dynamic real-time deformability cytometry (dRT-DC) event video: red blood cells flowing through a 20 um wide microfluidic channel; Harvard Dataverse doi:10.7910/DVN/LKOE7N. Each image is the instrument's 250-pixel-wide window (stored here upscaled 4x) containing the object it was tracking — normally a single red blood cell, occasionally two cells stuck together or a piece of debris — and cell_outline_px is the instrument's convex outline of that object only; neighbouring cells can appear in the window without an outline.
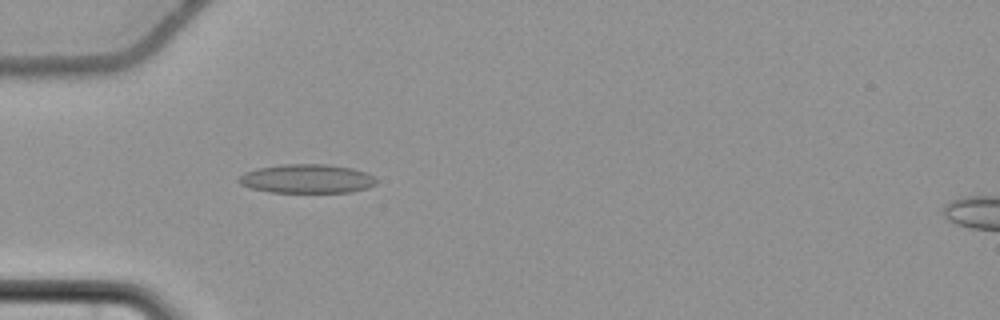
{"species": "common noctule bat (a hibernating species)", "species_latin": "Nyctalus noctula", "temperature_condition": "cold", "stored_images_in_passage": 43, "camera_frame_rate_fps": 3000, "um_per_image_px": 0.085, "animal": {"sex": "female", "body_mass_g": 22.7, "forearm_length_mm": 54.2}, "frame": {"image": 1, "passage_image": 5, "time_ms": 1.333, "image_size_px": [1000, 320], "cell_outline_px": [[376, 184], [368, 188], [352, 192], [268, 192], [252, 188], [240, 184], [236, 180], [244, 172], [260, 168], [280, 164], [324, 164], [352, 168], [364, 172], [372, 176], [376, 180]], "centroid_in_image_um": [26.07, 15.19], "position_along_channel_um": 58.9, "area_um2": 23.12}}
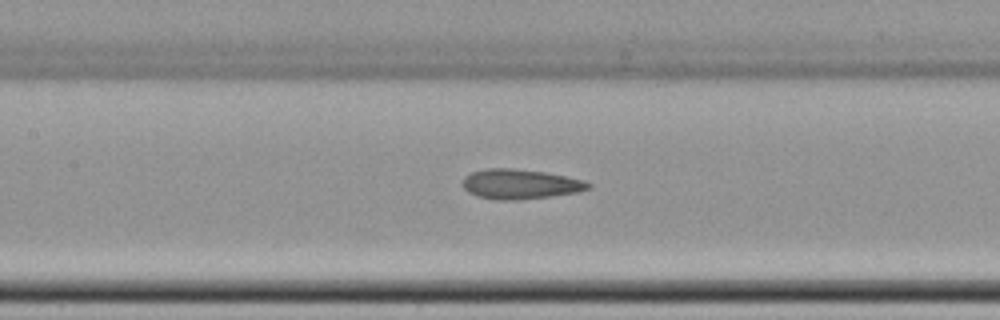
{"frame": {"image": 2, "passage_image": 14, "time_ms": 4.333, "image_size_px": [1000, 320], "cell_outline_px": [[592, 188], [580, 192], [552, 196], [516, 200], [496, 200], [476, 196], [468, 192], [460, 184], [464, 176], [472, 172], [488, 168], [512, 168], [544, 172], [584, 180], [592, 184]], "centroid_in_image_um": [44.21, 15.66], "position_along_channel_um": 163.2, "area_um2": 22.08}}
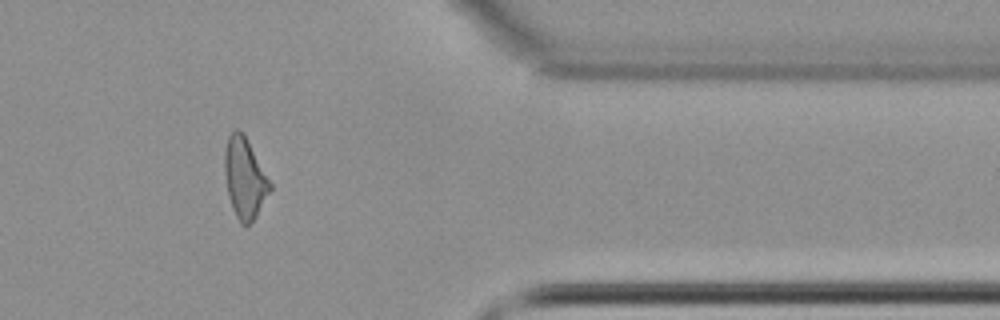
{"frame": {"image": 3, "passage_image": 34, "time_ms": 11.0, "image_size_px": [1000, 320], "cell_outline_px": [[272, 188], [256, 216], [244, 228], [240, 224], [232, 208], [228, 196], [224, 172], [224, 152], [228, 136], [236, 128], [244, 136], [272, 184]], "centroid_in_image_um": [20.78, 15.19], "position_along_channel_um": 390.6, "area_um2": 20.98}, "authors_computed_cell_mechanics": {"area_um2": 21.5594, "velocity_mm_per_s": 3.6947, "shape_relaxation_time_tau1_ms": null, "shape_relaxation_time_tau2_ms": 3.4272, "deformation_change_tau1": null, "deformation_change_tau2": 0.1146}}